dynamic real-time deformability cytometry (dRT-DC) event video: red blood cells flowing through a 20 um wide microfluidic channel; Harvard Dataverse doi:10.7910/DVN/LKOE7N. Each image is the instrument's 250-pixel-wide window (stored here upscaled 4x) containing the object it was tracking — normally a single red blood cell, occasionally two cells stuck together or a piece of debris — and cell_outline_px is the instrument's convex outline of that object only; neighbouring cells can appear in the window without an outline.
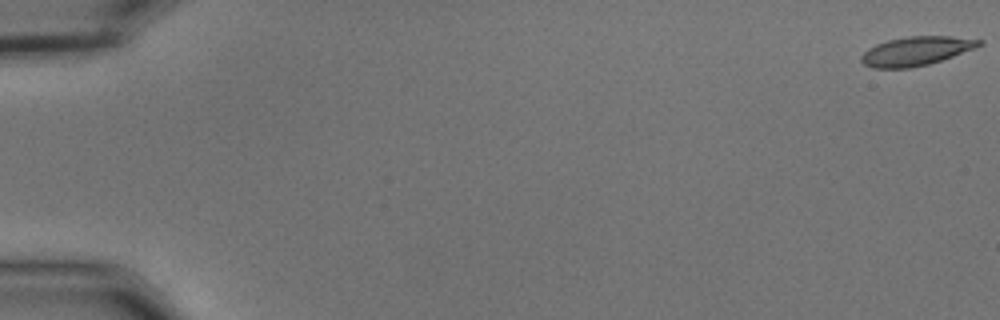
{"species": "common noctule bat (a hibernating species)", "species_latin": "Nyctalus noctula", "temperature_condition": "cold", "stored_images_in_passage": 40, "camera_frame_rate_fps": 3000, "um_per_image_px": 0.085, "animal": {"sex": "male", "body_mass_g": 15.6}, "frame": {"image": 1, "passage_image": 1, "time_ms": 0.0, "image_size_px": [1000, 320], "cell_outline_px": [[984, 44], [976, 48], [928, 64], [908, 68], [872, 68], [864, 64], [860, 60], [860, 56], [868, 48], [876, 44], [888, 40], [908, 36], [948, 36], [984, 40]], "centroid_in_image_um": [77.86, 4.33], "position_along_channel_um": 7.1, "area_um2": 19.83}}
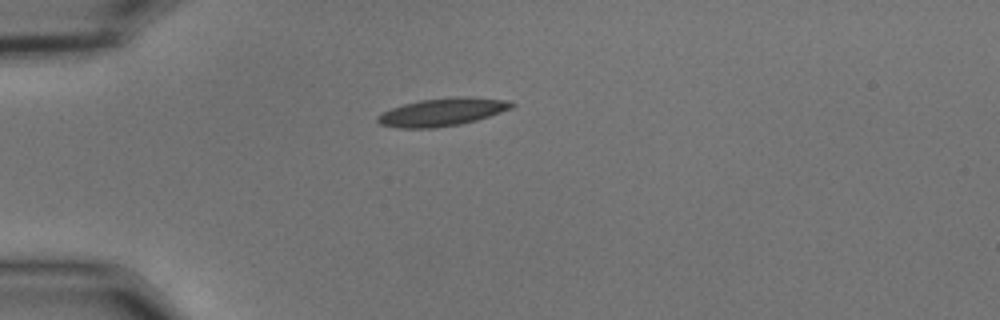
{"frame": {"image": 2, "passage_image": 16, "time_ms": 5.0, "image_size_px": [1000, 320], "cell_outline_px": [[516, 104], [512, 108], [476, 120], [460, 124], [436, 128], [396, 128], [380, 124], [376, 120], [376, 116], [392, 108], [404, 104], [420, 100], [452, 96], [468, 96], [512, 100]], "centroid_in_image_um": [37.62, 9.51], "position_along_channel_um": 47.4, "area_um2": 21.96}}
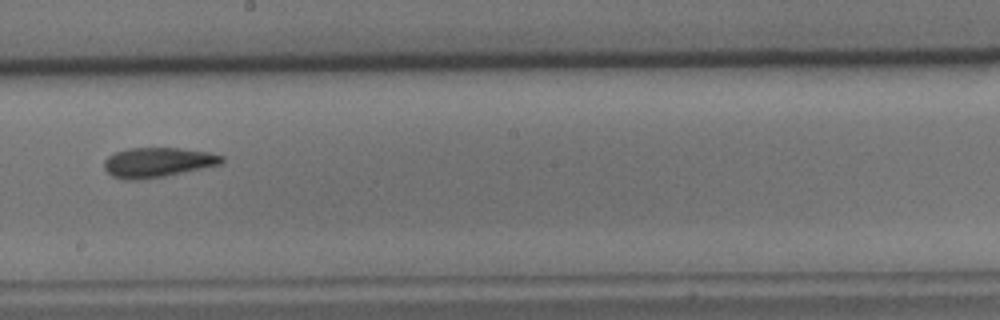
{"frame": {"image": 3, "passage_image": 33, "time_ms": 10.667, "image_size_px": [1000, 320], "cell_outline_px": [[224, 164], [164, 176], [140, 180], [124, 180], [112, 176], [104, 168], [104, 160], [108, 156], [116, 152], [128, 148], [180, 148], [208, 152], [224, 156]], "centroid_in_image_um": [13.41, 13.8], "position_along_channel_um": 234.8, "area_um2": 20.52}}